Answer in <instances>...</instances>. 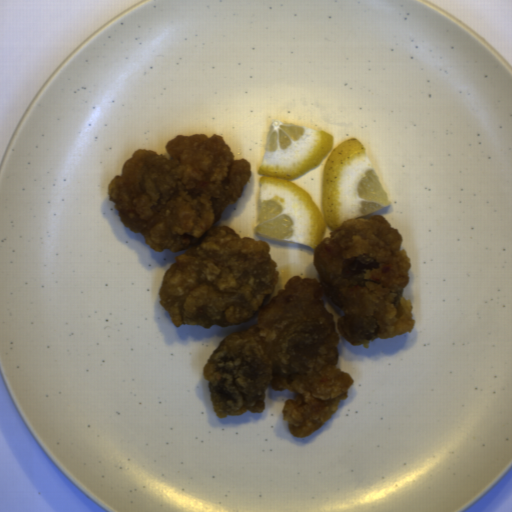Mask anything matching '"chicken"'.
I'll list each match as a JSON object with an SVG mask.
<instances>
[{
	"label": "chicken",
	"mask_w": 512,
	"mask_h": 512,
	"mask_svg": "<svg viewBox=\"0 0 512 512\" xmlns=\"http://www.w3.org/2000/svg\"><path fill=\"white\" fill-rule=\"evenodd\" d=\"M169 154L137 149L107 187L127 229L149 249L185 250L162 276L159 304L172 324L210 329L249 322L210 355L202 376L217 417L265 411L268 387L290 390L282 416L290 434L306 437L347 400L351 375L337 367L341 335L369 348L375 339L415 327L402 293L410 259L403 235L380 215L343 221L313 247L320 280L291 277L267 304L278 282L270 247L217 226L243 195L253 174L220 135H176ZM327 297L344 311L325 309ZM267 304V305H266Z\"/></svg>",
	"instance_id": "1"
}]
</instances>
